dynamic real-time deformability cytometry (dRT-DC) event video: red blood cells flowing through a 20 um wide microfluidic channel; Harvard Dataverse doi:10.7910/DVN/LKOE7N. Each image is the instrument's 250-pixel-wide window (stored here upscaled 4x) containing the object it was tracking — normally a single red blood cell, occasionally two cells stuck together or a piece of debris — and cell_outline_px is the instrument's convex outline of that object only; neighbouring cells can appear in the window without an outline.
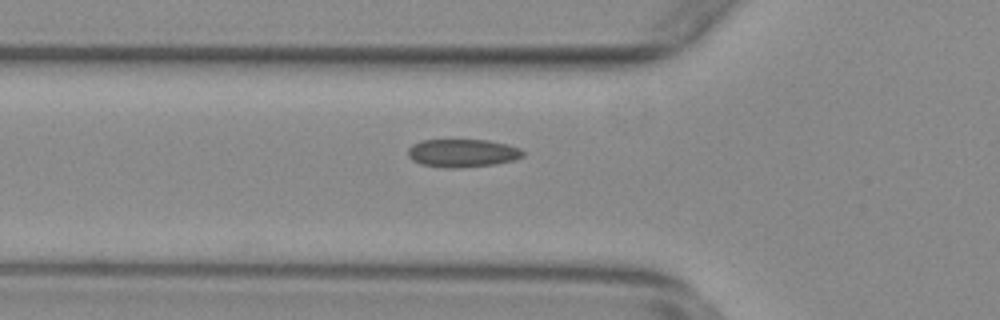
{"species": "common noctule bat (a hibernating species)", "species_latin": "Nyctalus noctula", "temperature_condition": "warm", "stored_images_in_passage": 19, "camera_frame_rate_fps": 3000, "um_per_image_px": 0.085, "animal": {"sex": "female", "body_mass_g": 29.2, "forearm_length_mm": 56.3}, "frame": {"image": 1, "passage_image": 3, "time_ms": 0.667, "image_size_px": [1000, 320], "cell_outline_px": [[524, 156], [516, 160], [496, 164], [456, 168], [444, 168], [420, 164], [412, 160], [408, 156], [408, 148], [412, 144], [420, 140], [488, 140], [508, 144], [520, 148], [524, 152]], "centroid_in_image_um": [39.32, 13.01], "position_along_channel_um": 86.5, "area_um2": 19.07}}
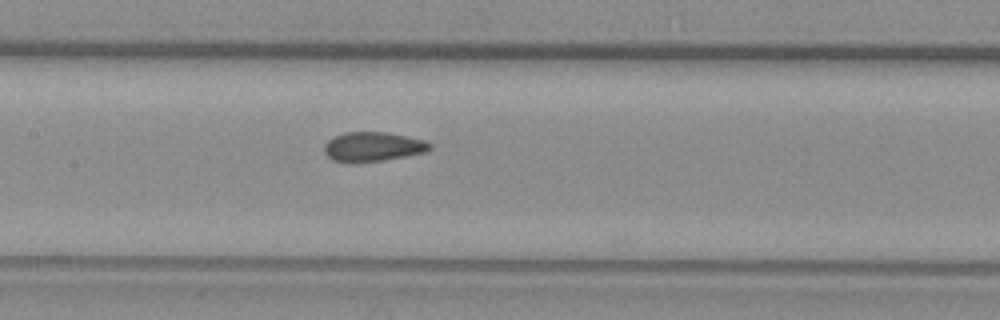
{"frame": {"image": 2, "passage_image": 10, "time_ms": 3.0, "image_size_px": [1000, 320], "cell_outline_px": [[432, 148], [424, 152], [404, 156], [380, 160], [332, 160], [324, 152], [324, 144], [332, 136], [344, 132], [388, 132], [424, 140], [432, 144]], "centroid_in_image_um": [31.7, 12.42], "position_along_channel_um": 175.7, "area_um2": 17.57}}
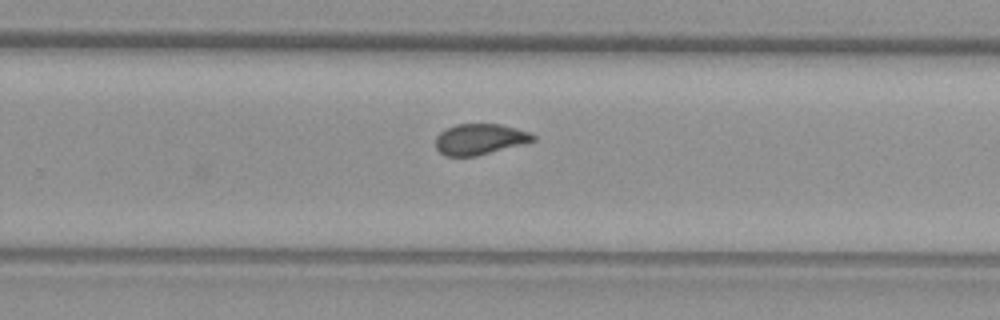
{"frame": {"image": 3, "passage_image": 19, "time_ms": 6.0, "image_size_px": [1000, 320], "cell_outline_px": [[536, 140], [524, 144], [476, 156], [444, 156], [436, 148], [436, 136], [444, 128], [456, 124], [500, 124], [528, 132], [536, 136]], "centroid_in_image_um": [40.76, 11.83], "position_along_channel_um": 289.0, "area_um2": 17.57}}